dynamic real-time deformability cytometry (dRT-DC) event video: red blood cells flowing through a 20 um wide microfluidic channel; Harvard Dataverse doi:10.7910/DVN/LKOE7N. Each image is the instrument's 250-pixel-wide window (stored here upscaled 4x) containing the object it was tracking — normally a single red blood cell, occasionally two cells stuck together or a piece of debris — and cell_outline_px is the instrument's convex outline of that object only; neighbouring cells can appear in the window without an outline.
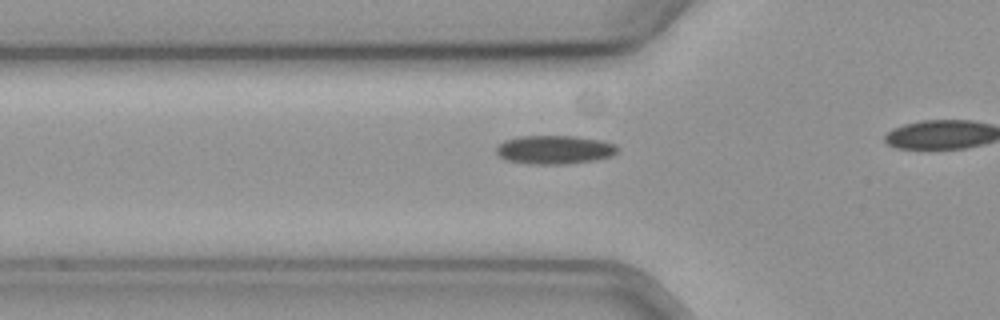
{"species": "common noctule bat (a hibernating species)", "species_latin": "Nyctalus noctula", "temperature_condition": "cold", "stored_images_in_passage": 22, "camera_frame_rate_fps": 3000, "um_per_image_px": 0.085, "animal": {"sex": "female", "body_mass_g": 19.3, "forearm_length_mm": 54.1}, "frame": {"image": 1, "passage_image": 16, "time_ms": 5.0, "image_size_px": [1000, 320], "cell_outline_px": [[620, 148], [612, 156], [596, 160], [564, 164], [532, 164], [508, 160], [500, 156], [496, 152], [496, 148], [504, 140], [520, 136], [576, 136], [604, 140], [616, 144]], "centroid_in_image_um": [47.2, 12.71], "position_along_channel_um": 78.6, "area_um2": 20.35}}